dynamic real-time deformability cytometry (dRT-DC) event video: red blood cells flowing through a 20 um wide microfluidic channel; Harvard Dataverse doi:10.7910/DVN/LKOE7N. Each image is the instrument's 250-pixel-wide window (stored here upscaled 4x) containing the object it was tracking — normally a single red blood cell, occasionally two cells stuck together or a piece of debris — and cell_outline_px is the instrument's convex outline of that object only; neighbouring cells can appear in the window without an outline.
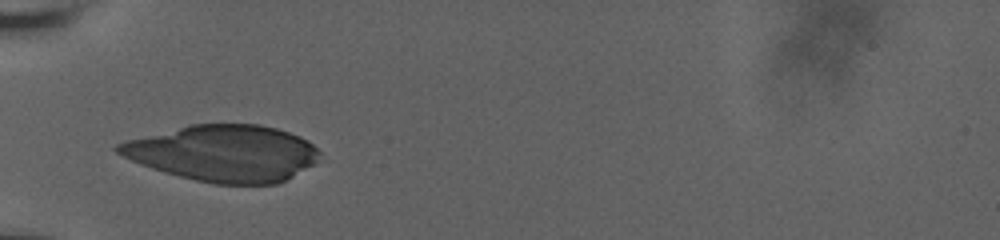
{"species": "human", "species_latin": "Homo sapiens", "temperature_condition": "room temperature", "stored_images_in_passage": 53, "camera_frame_rate_fps": 3000, "um_per_image_px": 0.085, "donor": {"sex": "male"}, "frame": {"image": 1, "passage_image": 1, "time_ms": 0.0, "image_size_px": [1000, 240], "cell_outline_px": [[320, 152], [316, 160], [312, 164], [292, 176], [276, 184], [216, 184], [196, 180], [164, 172], [140, 164], [116, 152], [112, 148], [116, 144], [128, 140], [192, 124], [260, 124], [276, 128], [300, 136], [308, 140]], "centroid_in_image_um": [18.99, 13.02], "position_along_channel_um": 66.0, "area_um2": 65.6}}